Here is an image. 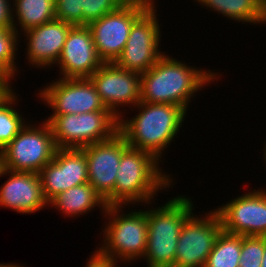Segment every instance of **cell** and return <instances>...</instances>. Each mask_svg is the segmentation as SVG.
<instances>
[{
  "label": "cell",
  "mask_w": 266,
  "mask_h": 267,
  "mask_svg": "<svg viewBox=\"0 0 266 267\" xmlns=\"http://www.w3.org/2000/svg\"><path fill=\"white\" fill-rule=\"evenodd\" d=\"M218 76L217 72L187 66L185 61L164 53L141 75L140 101L177 105L187 111L195 93L217 81Z\"/></svg>",
  "instance_id": "1"
},
{
  "label": "cell",
  "mask_w": 266,
  "mask_h": 267,
  "mask_svg": "<svg viewBox=\"0 0 266 267\" xmlns=\"http://www.w3.org/2000/svg\"><path fill=\"white\" fill-rule=\"evenodd\" d=\"M139 113L130 119L119 118L118 132L132 148L151 153L161 162L185 121L187 111L177 105L139 102Z\"/></svg>",
  "instance_id": "2"
},
{
  "label": "cell",
  "mask_w": 266,
  "mask_h": 267,
  "mask_svg": "<svg viewBox=\"0 0 266 267\" xmlns=\"http://www.w3.org/2000/svg\"><path fill=\"white\" fill-rule=\"evenodd\" d=\"M159 163L151 153L128 145L120 159L114 206L154 204L151 202L156 200L155 195L173 184L171 175L165 173Z\"/></svg>",
  "instance_id": "3"
},
{
  "label": "cell",
  "mask_w": 266,
  "mask_h": 267,
  "mask_svg": "<svg viewBox=\"0 0 266 267\" xmlns=\"http://www.w3.org/2000/svg\"><path fill=\"white\" fill-rule=\"evenodd\" d=\"M193 209L191 197L184 195L147 209V247L143 259L148 267H174L179 233L186 219L194 213Z\"/></svg>",
  "instance_id": "4"
},
{
  "label": "cell",
  "mask_w": 266,
  "mask_h": 267,
  "mask_svg": "<svg viewBox=\"0 0 266 267\" xmlns=\"http://www.w3.org/2000/svg\"><path fill=\"white\" fill-rule=\"evenodd\" d=\"M122 208L125 206H107L103 214L109 221L105 223L103 233L101 232L105 239L102 247L97 248L105 256L131 263L143 259L146 252L147 210L127 213Z\"/></svg>",
  "instance_id": "5"
},
{
  "label": "cell",
  "mask_w": 266,
  "mask_h": 267,
  "mask_svg": "<svg viewBox=\"0 0 266 267\" xmlns=\"http://www.w3.org/2000/svg\"><path fill=\"white\" fill-rule=\"evenodd\" d=\"M49 123L57 148L81 149L111 139L118 132L119 119L111 111L50 115Z\"/></svg>",
  "instance_id": "6"
},
{
  "label": "cell",
  "mask_w": 266,
  "mask_h": 267,
  "mask_svg": "<svg viewBox=\"0 0 266 267\" xmlns=\"http://www.w3.org/2000/svg\"><path fill=\"white\" fill-rule=\"evenodd\" d=\"M40 126L28 123L16 137L0 151V167L12 171L39 173L57 150L48 122ZM30 124V125H29Z\"/></svg>",
  "instance_id": "7"
},
{
  "label": "cell",
  "mask_w": 266,
  "mask_h": 267,
  "mask_svg": "<svg viewBox=\"0 0 266 267\" xmlns=\"http://www.w3.org/2000/svg\"><path fill=\"white\" fill-rule=\"evenodd\" d=\"M157 9L145 10L133 23L128 40L114 62L127 71L143 74L164 54L160 50V25Z\"/></svg>",
  "instance_id": "8"
},
{
  "label": "cell",
  "mask_w": 266,
  "mask_h": 267,
  "mask_svg": "<svg viewBox=\"0 0 266 267\" xmlns=\"http://www.w3.org/2000/svg\"><path fill=\"white\" fill-rule=\"evenodd\" d=\"M222 230L215 209L199 217L192 213L179 233L174 267H204Z\"/></svg>",
  "instance_id": "9"
},
{
  "label": "cell",
  "mask_w": 266,
  "mask_h": 267,
  "mask_svg": "<svg viewBox=\"0 0 266 267\" xmlns=\"http://www.w3.org/2000/svg\"><path fill=\"white\" fill-rule=\"evenodd\" d=\"M53 111L51 115L110 111L89 78H60L44 86L36 95Z\"/></svg>",
  "instance_id": "10"
},
{
  "label": "cell",
  "mask_w": 266,
  "mask_h": 267,
  "mask_svg": "<svg viewBox=\"0 0 266 267\" xmlns=\"http://www.w3.org/2000/svg\"><path fill=\"white\" fill-rule=\"evenodd\" d=\"M128 146L117 132L111 139L81 148L86 155L88 183L103 197L107 206H114V188L120 159Z\"/></svg>",
  "instance_id": "11"
},
{
  "label": "cell",
  "mask_w": 266,
  "mask_h": 267,
  "mask_svg": "<svg viewBox=\"0 0 266 267\" xmlns=\"http://www.w3.org/2000/svg\"><path fill=\"white\" fill-rule=\"evenodd\" d=\"M89 79L105 107L118 119L124 114L119 110L121 106L135 107L140 102L141 74L139 73L127 71L114 63H103Z\"/></svg>",
  "instance_id": "12"
},
{
  "label": "cell",
  "mask_w": 266,
  "mask_h": 267,
  "mask_svg": "<svg viewBox=\"0 0 266 267\" xmlns=\"http://www.w3.org/2000/svg\"><path fill=\"white\" fill-rule=\"evenodd\" d=\"M215 210L223 231L242 236H266V190L263 188L239 195Z\"/></svg>",
  "instance_id": "13"
},
{
  "label": "cell",
  "mask_w": 266,
  "mask_h": 267,
  "mask_svg": "<svg viewBox=\"0 0 266 267\" xmlns=\"http://www.w3.org/2000/svg\"><path fill=\"white\" fill-rule=\"evenodd\" d=\"M145 9L134 5H121L113 12L90 22L97 53L104 63H114L124 49L134 21Z\"/></svg>",
  "instance_id": "14"
},
{
  "label": "cell",
  "mask_w": 266,
  "mask_h": 267,
  "mask_svg": "<svg viewBox=\"0 0 266 267\" xmlns=\"http://www.w3.org/2000/svg\"><path fill=\"white\" fill-rule=\"evenodd\" d=\"M38 174L43 196L49 203L61 192L88 183L85 152L77 148H57L54 158Z\"/></svg>",
  "instance_id": "15"
},
{
  "label": "cell",
  "mask_w": 266,
  "mask_h": 267,
  "mask_svg": "<svg viewBox=\"0 0 266 267\" xmlns=\"http://www.w3.org/2000/svg\"><path fill=\"white\" fill-rule=\"evenodd\" d=\"M104 62L94 45L90 28L72 26L56 65L60 78H89Z\"/></svg>",
  "instance_id": "16"
},
{
  "label": "cell",
  "mask_w": 266,
  "mask_h": 267,
  "mask_svg": "<svg viewBox=\"0 0 266 267\" xmlns=\"http://www.w3.org/2000/svg\"><path fill=\"white\" fill-rule=\"evenodd\" d=\"M9 178L0 186V207L32 214L48 206L38 173L12 171L0 167V177Z\"/></svg>",
  "instance_id": "17"
},
{
  "label": "cell",
  "mask_w": 266,
  "mask_h": 267,
  "mask_svg": "<svg viewBox=\"0 0 266 267\" xmlns=\"http://www.w3.org/2000/svg\"><path fill=\"white\" fill-rule=\"evenodd\" d=\"M71 27V24L54 19L22 32L25 33V41L27 40L26 60L35 68L55 66Z\"/></svg>",
  "instance_id": "18"
},
{
  "label": "cell",
  "mask_w": 266,
  "mask_h": 267,
  "mask_svg": "<svg viewBox=\"0 0 266 267\" xmlns=\"http://www.w3.org/2000/svg\"><path fill=\"white\" fill-rule=\"evenodd\" d=\"M48 205H52L67 217L80 216L100 207L105 212L107 205L103 197L94 189L90 183L71 187L54 197Z\"/></svg>",
  "instance_id": "19"
},
{
  "label": "cell",
  "mask_w": 266,
  "mask_h": 267,
  "mask_svg": "<svg viewBox=\"0 0 266 267\" xmlns=\"http://www.w3.org/2000/svg\"><path fill=\"white\" fill-rule=\"evenodd\" d=\"M203 7L242 23L266 25V0H195Z\"/></svg>",
  "instance_id": "20"
},
{
  "label": "cell",
  "mask_w": 266,
  "mask_h": 267,
  "mask_svg": "<svg viewBox=\"0 0 266 267\" xmlns=\"http://www.w3.org/2000/svg\"><path fill=\"white\" fill-rule=\"evenodd\" d=\"M11 3H13L12 12H14L12 13L13 29L19 35L22 31L26 32L55 19L54 0H12ZM18 25L21 31L17 29Z\"/></svg>",
  "instance_id": "21"
},
{
  "label": "cell",
  "mask_w": 266,
  "mask_h": 267,
  "mask_svg": "<svg viewBox=\"0 0 266 267\" xmlns=\"http://www.w3.org/2000/svg\"><path fill=\"white\" fill-rule=\"evenodd\" d=\"M10 86L0 95V151L7 146L25 127L27 120L14 107L17 100L16 92Z\"/></svg>",
  "instance_id": "22"
},
{
  "label": "cell",
  "mask_w": 266,
  "mask_h": 267,
  "mask_svg": "<svg viewBox=\"0 0 266 267\" xmlns=\"http://www.w3.org/2000/svg\"><path fill=\"white\" fill-rule=\"evenodd\" d=\"M241 235L221 231L204 267H239Z\"/></svg>",
  "instance_id": "23"
},
{
  "label": "cell",
  "mask_w": 266,
  "mask_h": 267,
  "mask_svg": "<svg viewBox=\"0 0 266 267\" xmlns=\"http://www.w3.org/2000/svg\"><path fill=\"white\" fill-rule=\"evenodd\" d=\"M19 34L14 29L0 28V74L10 83L15 78ZM14 77V78H13Z\"/></svg>",
  "instance_id": "24"
},
{
  "label": "cell",
  "mask_w": 266,
  "mask_h": 267,
  "mask_svg": "<svg viewBox=\"0 0 266 267\" xmlns=\"http://www.w3.org/2000/svg\"><path fill=\"white\" fill-rule=\"evenodd\" d=\"M265 236H242L239 267H261Z\"/></svg>",
  "instance_id": "25"
},
{
  "label": "cell",
  "mask_w": 266,
  "mask_h": 267,
  "mask_svg": "<svg viewBox=\"0 0 266 267\" xmlns=\"http://www.w3.org/2000/svg\"><path fill=\"white\" fill-rule=\"evenodd\" d=\"M120 6L118 0H81L82 26L100 19Z\"/></svg>",
  "instance_id": "26"
},
{
  "label": "cell",
  "mask_w": 266,
  "mask_h": 267,
  "mask_svg": "<svg viewBox=\"0 0 266 267\" xmlns=\"http://www.w3.org/2000/svg\"><path fill=\"white\" fill-rule=\"evenodd\" d=\"M55 19L71 24L82 26L81 0H54Z\"/></svg>",
  "instance_id": "27"
},
{
  "label": "cell",
  "mask_w": 266,
  "mask_h": 267,
  "mask_svg": "<svg viewBox=\"0 0 266 267\" xmlns=\"http://www.w3.org/2000/svg\"><path fill=\"white\" fill-rule=\"evenodd\" d=\"M87 261L86 267H116L119 262V260L105 256L98 249L92 253Z\"/></svg>",
  "instance_id": "28"
},
{
  "label": "cell",
  "mask_w": 266,
  "mask_h": 267,
  "mask_svg": "<svg viewBox=\"0 0 266 267\" xmlns=\"http://www.w3.org/2000/svg\"><path fill=\"white\" fill-rule=\"evenodd\" d=\"M11 0H0V28L13 29Z\"/></svg>",
  "instance_id": "29"
},
{
  "label": "cell",
  "mask_w": 266,
  "mask_h": 267,
  "mask_svg": "<svg viewBox=\"0 0 266 267\" xmlns=\"http://www.w3.org/2000/svg\"><path fill=\"white\" fill-rule=\"evenodd\" d=\"M121 5H134L145 10H154L156 8L155 0H118Z\"/></svg>",
  "instance_id": "30"
},
{
  "label": "cell",
  "mask_w": 266,
  "mask_h": 267,
  "mask_svg": "<svg viewBox=\"0 0 266 267\" xmlns=\"http://www.w3.org/2000/svg\"><path fill=\"white\" fill-rule=\"evenodd\" d=\"M20 264L15 263H0V267H23V265L19 266Z\"/></svg>",
  "instance_id": "31"
},
{
  "label": "cell",
  "mask_w": 266,
  "mask_h": 267,
  "mask_svg": "<svg viewBox=\"0 0 266 267\" xmlns=\"http://www.w3.org/2000/svg\"><path fill=\"white\" fill-rule=\"evenodd\" d=\"M261 267H266V236H265V251H264V255H263V259H262V263H261Z\"/></svg>",
  "instance_id": "32"
},
{
  "label": "cell",
  "mask_w": 266,
  "mask_h": 267,
  "mask_svg": "<svg viewBox=\"0 0 266 267\" xmlns=\"http://www.w3.org/2000/svg\"><path fill=\"white\" fill-rule=\"evenodd\" d=\"M0 85H11V84L0 74Z\"/></svg>",
  "instance_id": "33"
},
{
  "label": "cell",
  "mask_w": 266,
  "mask_h": 267,
  "mask_svg": "<svg viewBox=\"0 0 266 267\" xmlns=\"http://www.w3.org/2000/svg\"><path fill=\"white\" fill-rule=\"evenodd\" d=\"M264 144H265L264 145L265 147H264V152H263L264 155L263 156H264V160H265L264 162H266V143H264Z\"/></svg>",
  "instance_id": "34"
}]
</instances>
